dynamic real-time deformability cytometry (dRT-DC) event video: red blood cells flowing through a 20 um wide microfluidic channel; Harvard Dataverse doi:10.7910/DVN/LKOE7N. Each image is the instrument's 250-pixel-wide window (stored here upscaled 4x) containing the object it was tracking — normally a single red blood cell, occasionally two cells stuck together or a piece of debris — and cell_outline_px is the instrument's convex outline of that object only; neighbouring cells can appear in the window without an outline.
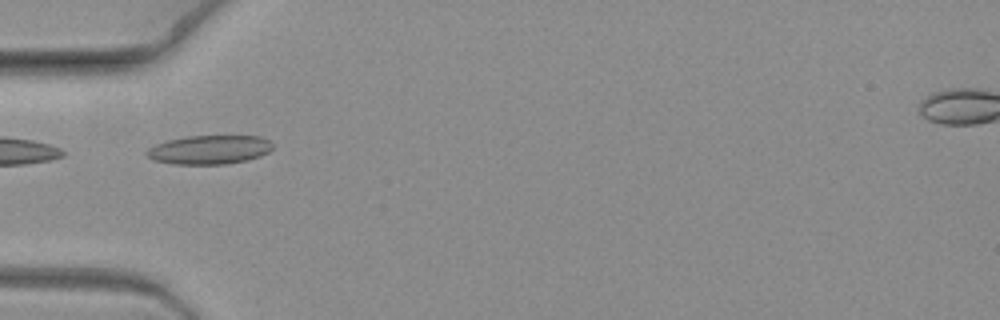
{"species": "common noctule bat (a hibernating species)", "species_latin": "Nyctalus noctula", "temperature_condition": "warm", "stored_images_in_passage": 6, "camera_frame_rate_fps": 3000, "um_per_image_px": 0.085, "animal": {"sex": "female", "body_mass_g": 19.3, "forearm_length_mm": 54.1}, "frame": {"image": 1, "passage_image": 4, "time_ms": 1.0, "image_size_px": [1000, 320], "cell_outline_px": [[272, 148], [268, 152], [260, 156], [244, 160], [224, 164], [176, 164], [156, 160], [148, 156], [144, 152], [148, 148], [156, 144], [168, 140], [184, 136], [260, 136], [268, 140], [272, 144]], "centroid_in_image_um": [17.78, 12.71], "position_along_channel_um": 67.2, "area_um2": 20.98}}
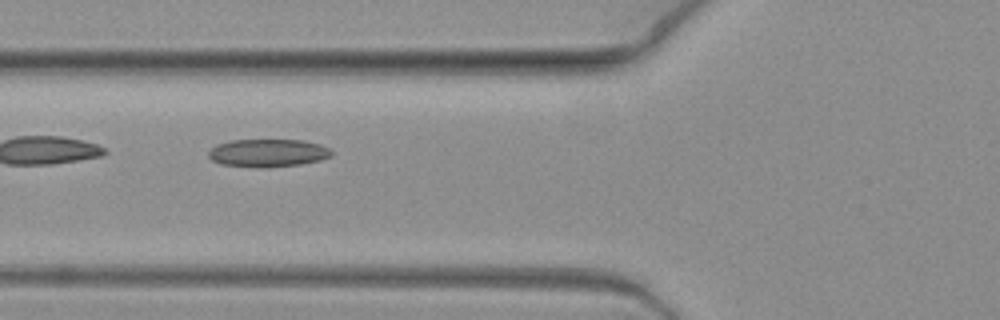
{"frame": {"image": 2, "passage_image": 5, "time_ms": 1.333, "image_size_px": [1000, 320], "cell_outline_px": [[332, 156], [320, 160], [300, 164], [264, 168], [260, 168], [220, 164], [212, 160], [208, 156], [208, 152], [216, 144], [232, 140], [304, 140], [320, 144], [328, 148], [332, 152]], "centroid_in_image_um": [22.76, 13.0], "position_along_channel_um": 103.0, "area_um2": 20.06}}